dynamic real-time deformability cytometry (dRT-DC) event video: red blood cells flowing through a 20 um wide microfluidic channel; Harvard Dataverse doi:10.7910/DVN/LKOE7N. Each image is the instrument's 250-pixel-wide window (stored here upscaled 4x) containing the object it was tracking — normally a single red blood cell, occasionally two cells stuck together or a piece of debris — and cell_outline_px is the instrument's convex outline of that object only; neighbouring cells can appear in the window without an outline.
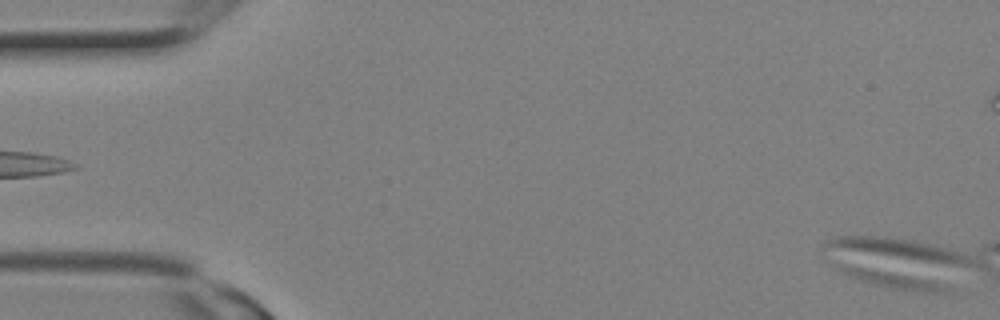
{"species": "Egyptian fruit bat (a non-hibernating species)", "species_latin": "Rousettus aegyptiacus", "temperature_condition": "room temperature", "stored_images_in_passage": 2, "camera_frame_rate_fps": 3000, "um_per_image_px": 0.085, "animal": {"sex": "female"}, "frame": {"image": 1, "passage_image": 2, "time_ms": 0.333, "image_size_px": [1000, 320], "cell_outline_px": [[952, 288], [948, 292], [924, 292], [892, 288], [872, 284], [848, 276], [836, 268], [832, 264], [856, 264], [880, 268], [944, 284]], "centroid_in_image_um": [75.72, 23.69], "position_along_channel_um": 9.3, "area_um2": 11.16}}